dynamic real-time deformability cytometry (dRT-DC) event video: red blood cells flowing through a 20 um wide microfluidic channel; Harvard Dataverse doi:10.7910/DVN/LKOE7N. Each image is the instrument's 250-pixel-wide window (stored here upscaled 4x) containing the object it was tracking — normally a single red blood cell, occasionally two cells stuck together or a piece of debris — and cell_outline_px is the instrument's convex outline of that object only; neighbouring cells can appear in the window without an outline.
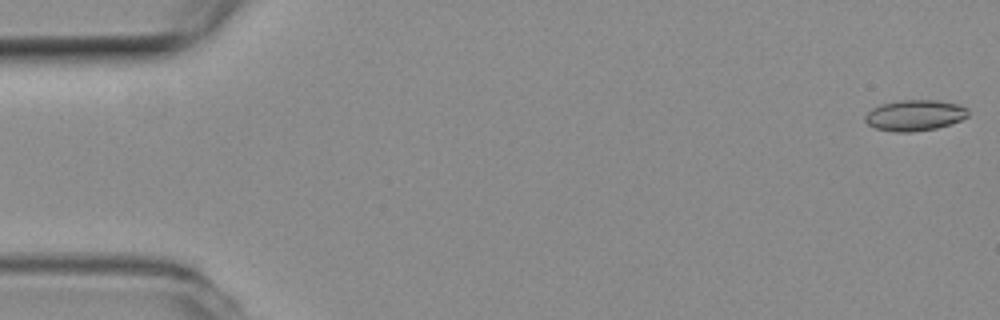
{"species": "common noctule bat (a hibernating species)", "species_latin": "Nyctalus noctula", "temperature_condition": "room temperature", "stored_images_in_passage": 4, "camera_frame_rate_fps": 3000, "um_per_image_px": 0.085, "animal": {"sex": "female", "body_mass_g": 19.3, "forearm_length_mm": 54.1}, "frame": {"image": 1, "passage_image": 1, "time_ms": 0.0, "image_size_px": [1000, 320], "cell_outline_px": [[968, 116], [952, 124], [936, 128], [912, 132], [896, 132], [876, 128], [868, 124], [864, 120], [864, 116], [872, 108], [880, 104], [900, 100], [936, 100], [960, 104], [968, 108]], "centroid_in_image_um": [77.77, 9.79], "position_along_channel_um": 7.2, "area_um2": 18.67}}